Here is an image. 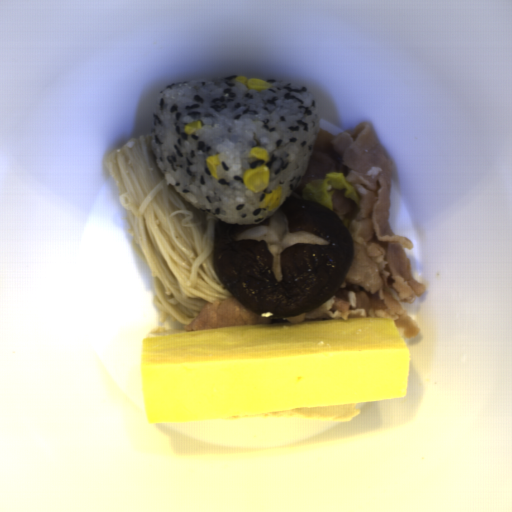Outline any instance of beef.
Wrapping results in <instances>:
<instances>
[{
  "label": "beef",
  "mask_w": 512,
  "mask_h": 512,
  "mask_svg": "<svg viewBox=\"0 0 512 512\" xmlns=\"http://www.w3.org/2000/svg\"><path fill=\"white\" fill-rule=\"evenodd\" d=\"M357 403L297 408L220 418L223 420H319L349 423L360 415Z\"/></svg>",
  "instance_id": "2"
},
{
  "label": "beef",
  "mask_w": 512,
  "mask_h": 512,
  "mask_svg": "<svg viewBox=\"0 0 512 512\" xmlns=\"http://www.w3.org/2000/svg\"><path fill=\"white\" fill-rule=\"evenodd\" d=\"M394 165L381 148L370 123L330 134L319 128L302 183L290 196L302 198L307 184L340 171L358 192L355 203L345 191H334L333 211L351 238L354 257L332 297L308 312L291 318L257 315L232 296L204 305L183 332L207 327L242 326L366 318H393L402 337L419 332L403 303L424 295L415 280L407 251L413 241L393 234L390 223Z\"/></svg>",
  "instance_id": "1"
}]
</instances>
